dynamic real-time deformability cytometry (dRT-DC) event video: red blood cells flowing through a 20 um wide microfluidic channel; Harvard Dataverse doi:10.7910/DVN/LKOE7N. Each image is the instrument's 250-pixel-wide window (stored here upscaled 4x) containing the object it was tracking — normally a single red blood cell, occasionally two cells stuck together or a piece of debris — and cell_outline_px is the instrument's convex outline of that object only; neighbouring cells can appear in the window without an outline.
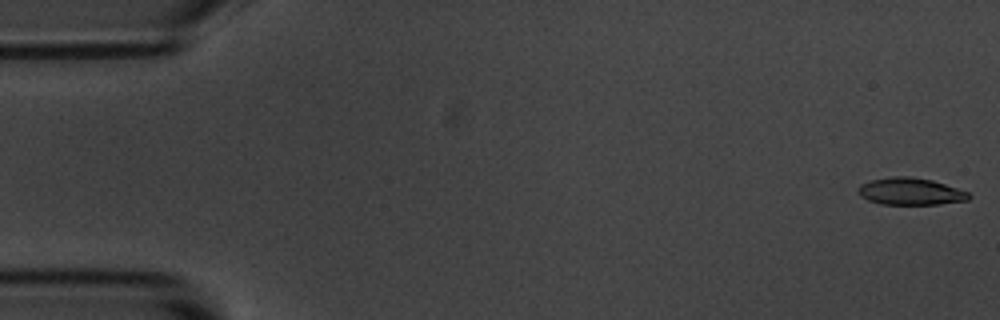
{"species": "common noctule bat (a hibernating species)", "species_latin": "Nyctalus noctula", "temperature_condition": "room temperature", "stored_images_in_passage": 53, "camera_frame_rate_fps": 3000, "um_per_image_px": 0.085, "animal": {"sex": "male", "body_mass_g": 20.1, "forearm_length_mm": 53.5}, "frame": {"image": 1, "passage_image": 1, "time_ms": 0.0, "image_size_px": [1000, 320], "cell_outline_px": [[972, 196], [968, 200], [940, 204], [880, 204], [868, 200], [860, 196], [856, 188], [860, 184], [872, 180], [892, 176], [908, 176], [932, 180], [968, 192]], "centroid_in_image_um": [77.36, 16.27], "position_along_channel_um": 7.6, "area_um2": 17.46}}
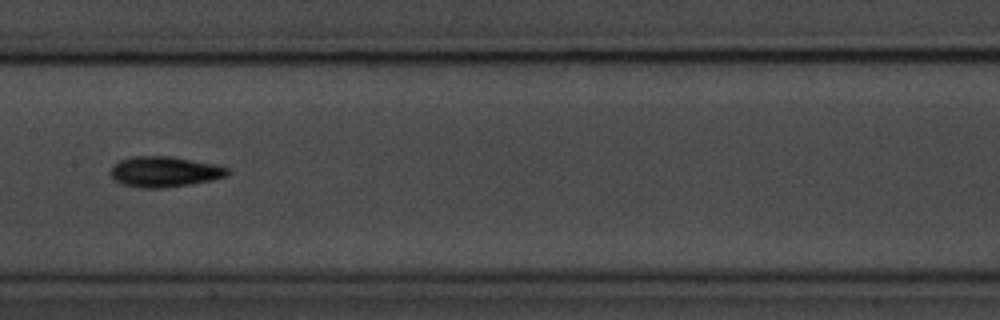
{"frame": {"image": 2, "passage_image": 27, "time_ms": 8.667, "image_size_px": [1000, 320], "cell_outline_px": [[228, 176], [212, 180], [164, 188], [144, 188], [120, 184], [112, 176], [112, 168], [120, 160], [132, 156], [172, 156], [212, 164], [228, 168]], "centroid_in_image_um": [13.98, 14.6], "position_along_channel_um": 193.4, "area_um2": 20.52}}
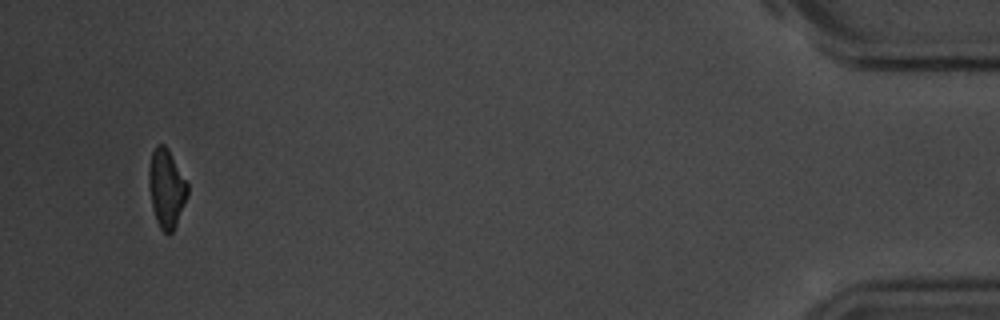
{"frame": {"image": 3, "passage_image": 52, "time_ms": 17.0, "image_size_px": [1000, 320], "cell_outline_px": [[188, 196], [176, 224], [172, 232], [168, 236], [160, 228], [156, 220], [152, 208], [148, 176], [148, 172], [152, 152], [156, 144], [164, 144], [168, 148], [188, 184]], "centroid_in_image_um": [14.15, 16.01], "position_along_channel_um": 421.1, "area_um2": 17.69}}